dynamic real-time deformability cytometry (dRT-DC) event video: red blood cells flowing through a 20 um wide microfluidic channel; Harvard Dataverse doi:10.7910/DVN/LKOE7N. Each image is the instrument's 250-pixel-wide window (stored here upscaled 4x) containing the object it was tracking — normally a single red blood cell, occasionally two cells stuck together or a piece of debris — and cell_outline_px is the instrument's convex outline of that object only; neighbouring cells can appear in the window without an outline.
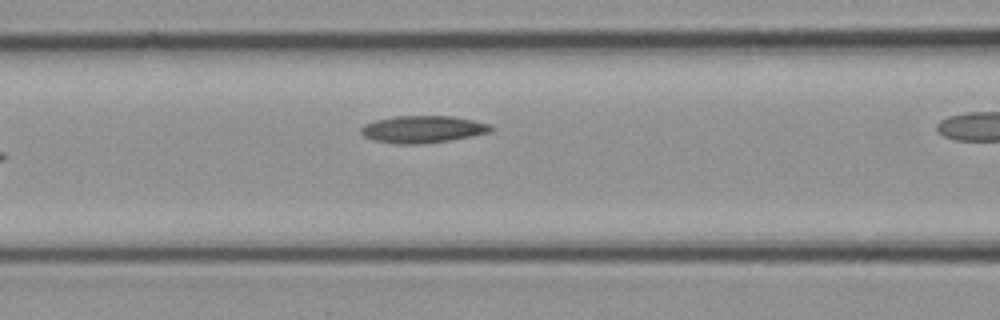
{"species": "common noctule bat (a hibernating species)", "species_latin": "Nyctalus noctula", "temperature_condition": "cold", "stored_images_in_passage": 5, "camera_frame_rate_fps": 3000, "um_per_image_px": 0.085, "animal": {"sex": "female", "body_mass_g": 21.9}, "frame": {"image": 1, "passage_image": 5, "time_ms": 1.333, "image_size_px": [1000, 320], "cell_outline_px": [[492, 132], [472, 136], [424, 144], [396, 144], [372, 140], [364, 136], [360, 132], [360, 128], [364, 124], [376, 120], [396, 116], [452, 116], [492, 124]], "centroid_in_image_um": [35.93, 10.99], "position_along_channel_um": 130.7, "area_um2": 20.63}}